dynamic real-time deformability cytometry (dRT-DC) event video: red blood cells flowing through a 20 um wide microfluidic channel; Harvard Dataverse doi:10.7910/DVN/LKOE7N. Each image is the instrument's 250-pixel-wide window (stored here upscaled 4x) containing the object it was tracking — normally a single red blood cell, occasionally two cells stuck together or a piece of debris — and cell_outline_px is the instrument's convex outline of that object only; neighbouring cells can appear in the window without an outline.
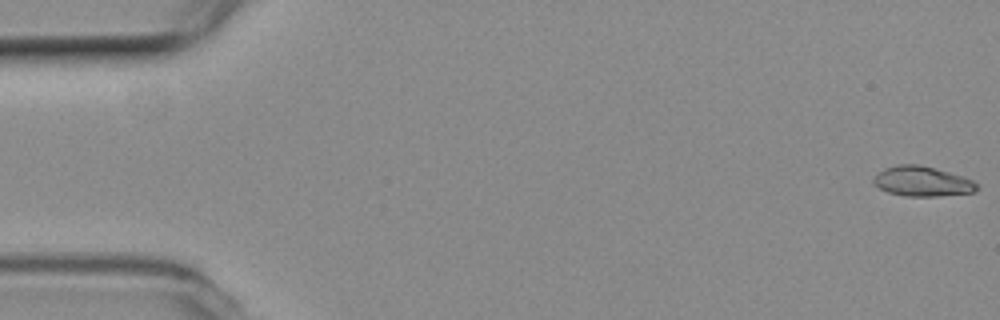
{"species": "common noctule bat (a hibernating species)", "species_latin": "Nyctalus noctula", "temperature_condition": "room temperature", "stored_images_in_passage": 55, "camera_frame_rate_fps": 3000, "um_per_image_px": 0.085, "animal": {"sex": "female", "body_mass_g": 19.3, "forearm_length_mm": 54.1}, "frame": {"image": 1, "passage_image": 1, "time_ms": 0.0, "image_size_px": [1000, 320], "cell_outline_px": [[980, 188], [976, 192], [936, 196], [904, 196], [888, 192], [872, 184], [872, 180], [884, 168], [900, 164], [920, 164], [964, 176], [980, 184]], "centroid_in_image_um": [78.44, 15.42], "position_along_channel_um": 6.6, "area_um2": 18.21}}
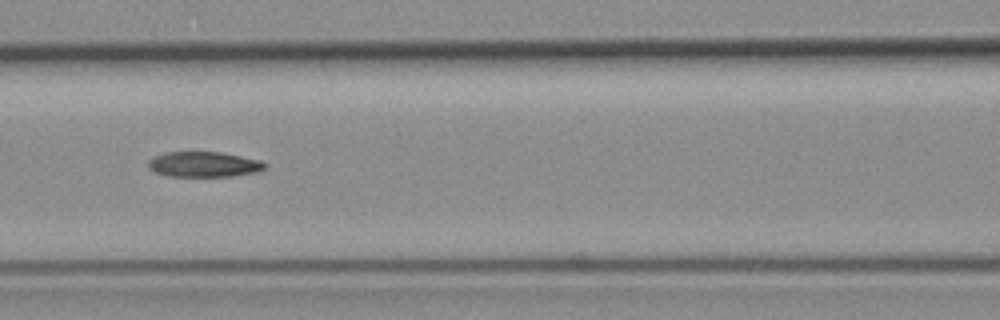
{"frame": {"image": 2, "passage_image": 24, "time_ms": 7.667, "image_size_px": [1000, 320], "cell_outline_px": [[268, 164], [264, 168], [256, 172], [232, 176], [168, 176], [156, 172], [148, 168], [148, 160], [156, 156], [168, 152], [220, 152], [260, 160]], "centroid_in_image_um": [17.33, 13.97], "position_along_channel_um": 149.3, "area_um2": 17.05}}
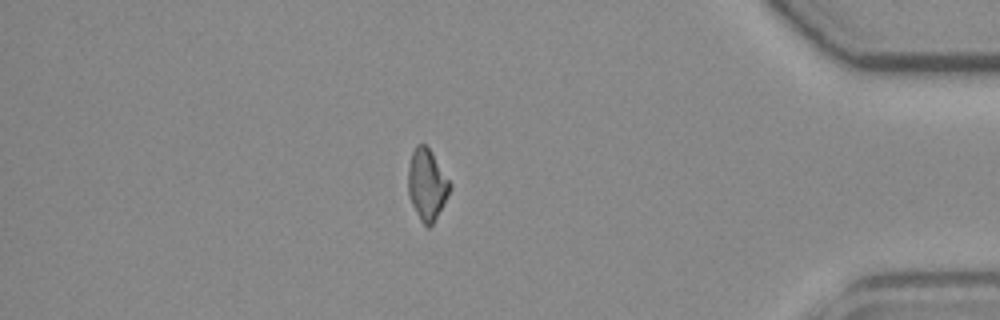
{"frame": {"image": 3, "passage_image": 47, "time_ms": 15.333, "image_size_px": [1000, 320], "cell_outline_px": [[452, 188], [432, 224], [428, 228], [420, 220], [408, 196], [408, 168], [412, 152], [416, 144], [424, 144], [432, 152], [452, 184]], "centroid_in_image_um": [36.29, 15.67], "position_along_channel_um": 398.9, "area_um2": 17.22}, "authors_computed_cell_mechanics": {"area_um2": 17.6868, "velocity_mm_per_s": 3.7983, "shape_relaxation_time_tau1_ms": 9.1419, "shape_relaxation_time_tau2_ms": 10.289, "deformation_change_tau1": 0.2017, "deformation_change_tau2": 0.1725}}